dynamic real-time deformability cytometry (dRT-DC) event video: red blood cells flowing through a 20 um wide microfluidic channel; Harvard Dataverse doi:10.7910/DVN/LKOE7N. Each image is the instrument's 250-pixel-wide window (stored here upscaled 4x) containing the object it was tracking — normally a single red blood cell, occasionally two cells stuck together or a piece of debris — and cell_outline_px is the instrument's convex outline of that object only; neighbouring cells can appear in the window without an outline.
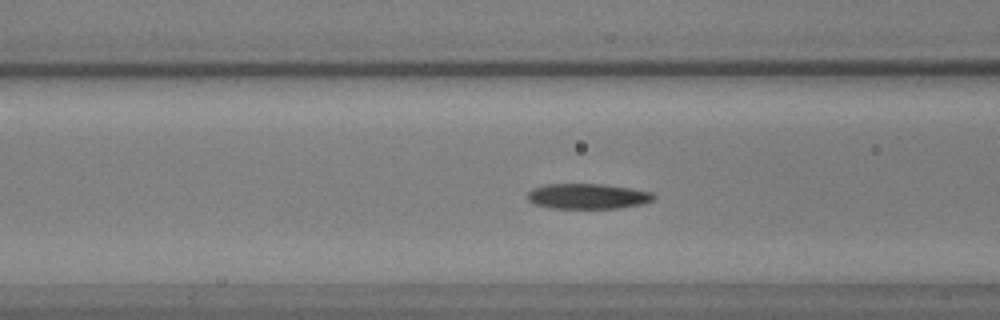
{"species": "common noctule bat (a hibernating species)", "species_latin": "Nyctalus noctula", "temperature_condition": "warm", "stored_images_in_passage": 54, "camera_frame_rate_fps": 3000, "um_per_image_px": 0.085, "animal": {"sex": "male", "body_mass_g": 17.9, "forearm_length_mm": 54.2}, "frame": {"image": 1, "passage_image": 19, "time_ms": 6.0, "image_size_px": [1000, 320], "cell_outline_px": [[656, 196], [652, 200], [640, 204], [620, 208], [552, 208], [532, 204], [528, 200], [528, 192], [532, 188], [548, 184], [600, 184], [628, 188], [652, 192]], "centroid_in_image_um": [49.91, 16.68], "position_along_channel_um": 116.7, "area_um2": 18.5}}
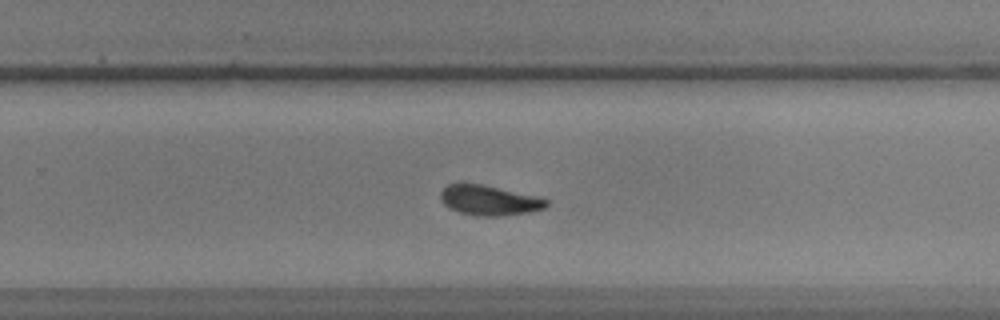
{"frame": {"image": 2, "passage_image": 34, "time_ms": 11.0, "image_size_px": [1000, 320], "cell_outline_px": [[548, 204], [544, 208], [528, 212], [496, 216], [476, 216], [460, 212], [448, 208], [440, 200], [440, 192], [448, 184], [484, 184], [536, 196], [548, 200]], "centroid_in_image_um": [41.55, 17.02], "position_along_channel_um": 288.3, "area_um2": 18.38}}
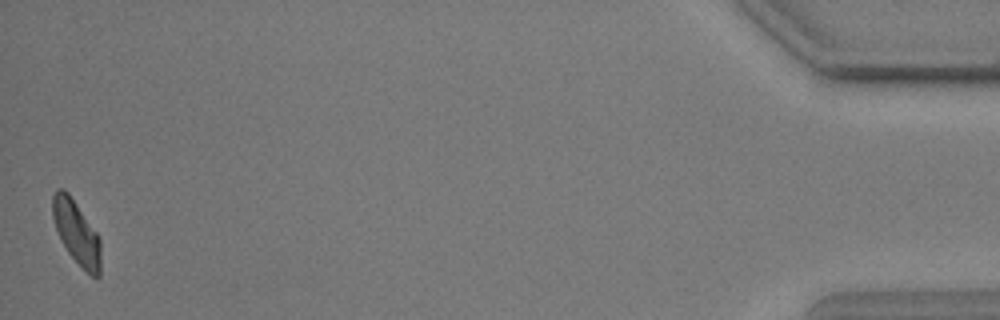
{"frame": {"image": 3, "passage_image": 54, "time_ms": 17.667, "image_size_px": [1000, 320], "cell_outline_px": [[100, 276], [96, 280], [68, 252], [56, 228], [52, 216], [52, 196], [56, 188], [64, 188], [68, 192], [96, 232], [100, 240]], "centroid_in_image_um": [6.49, 19.73], "position_along_channel_um": 428.7, "area_um2": 17.46}}